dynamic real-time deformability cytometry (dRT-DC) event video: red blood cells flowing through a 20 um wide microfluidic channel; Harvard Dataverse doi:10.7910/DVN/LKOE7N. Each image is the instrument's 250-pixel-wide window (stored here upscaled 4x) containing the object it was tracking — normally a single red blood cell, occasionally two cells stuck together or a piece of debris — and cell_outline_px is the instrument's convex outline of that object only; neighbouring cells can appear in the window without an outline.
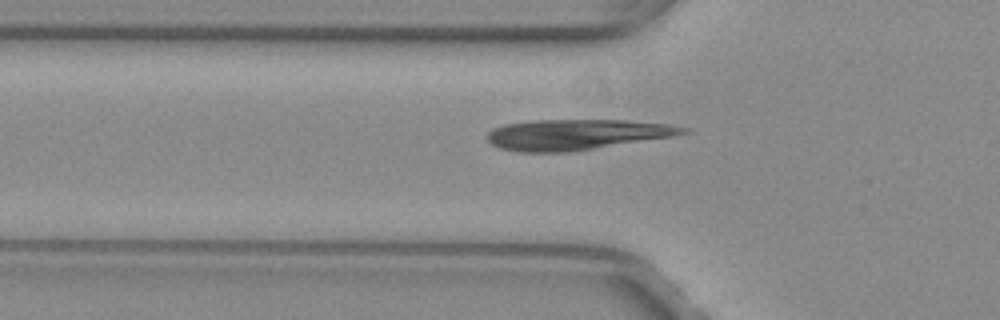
{"species": "common noctule bat (a hibernating species)", "species_latin": "Nyctalus noctula", "temperature_condition": "warm", "stored_images_in_passage": 36, "camera_frame_rate_fps": 3000, "um_per_image_px": 0.085, "animal": {"sex": "female", "body_mass_g": 29.2, "forearm_length_mm": 56.3}, "frame": {"image": 1, "passage_image": 3, "time_ms": 0.667, "image_size_px": [1000, 320], "cell_outline_px": [[688, 132], [672, 136], [568, 152], [520, 152], [500, 148], [492, 144], [484, 136], [492, 128], [504, 124], [536, 120], [628, 120], [668, 124], [688, 128]], "centroid_in_image_um": [48.94, 11.43], "position_along_channel_um": 76.9, "area_um2": 34.62}}